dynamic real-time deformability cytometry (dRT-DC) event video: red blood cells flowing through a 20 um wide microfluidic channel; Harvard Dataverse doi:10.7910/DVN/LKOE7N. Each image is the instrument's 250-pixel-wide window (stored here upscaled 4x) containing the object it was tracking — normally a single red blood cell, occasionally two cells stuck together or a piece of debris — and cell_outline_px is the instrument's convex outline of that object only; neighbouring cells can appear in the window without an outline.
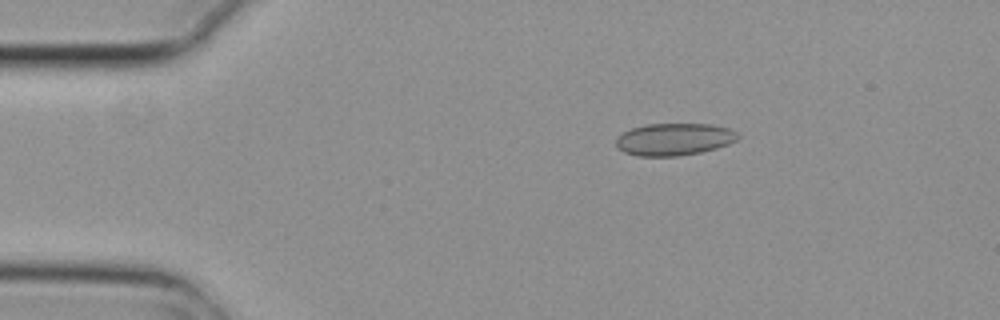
{"species": "common noctule bat (a hibernating species)", "species_latin": "Nyctalus noctula", "temperature_condition": "cold", "stored_images_in_passage": 4, "camera_frame_rate_fps": 3000, "um_per_image_px": 0.085, "animal": {"sex": "female", "body_mass_g": 29.2, "forearm_length_mm": 56.3}, "frame": {"image": 1, "passage_image": 1, "time_ms": 0.0, "image_size_px": [1000, 320], "cell_outline_px": [[740, 136], [736, 140], [728, 144], [716, 148], [700, 152], [680, 156], [636, 156], [624, 152], [616, 144], [616, 136], [632, 128], [648, 124], [712, 124], [728, 128], [736, 132]], "centroid_in_image_um": [57.3, 11.84], "position_along_channel_um": 27.7, "area_um2": 22.83}}
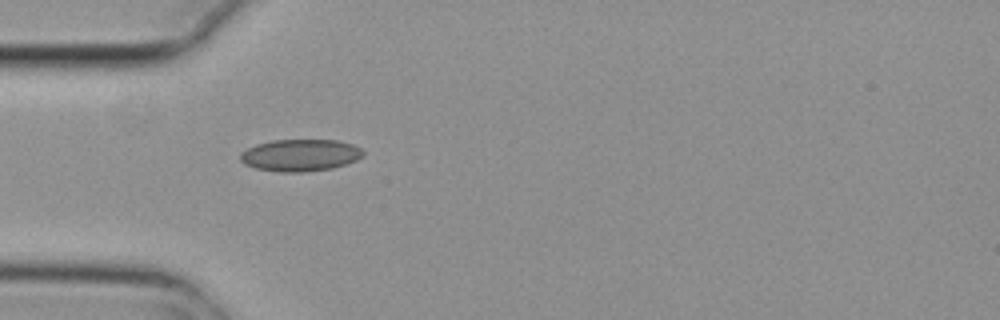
{"frame": {"image": 2, "passage_image": 3, "time_ms": 0.667, "image_size_px": [1000, 320], "cell_outline_px": [[364, 152], [356, 160], [332, 168], [300, 172], [280, 172], [256, 168], [244, 164], [240, 160], [240, 152], [256, 144], [272, 140], [336, 140], [352, 144], [360, 148]], "centroid_in_image_um": [25.48, 13.19], "position_along_channel_um": 59.5, "area_um2": 22.72}}
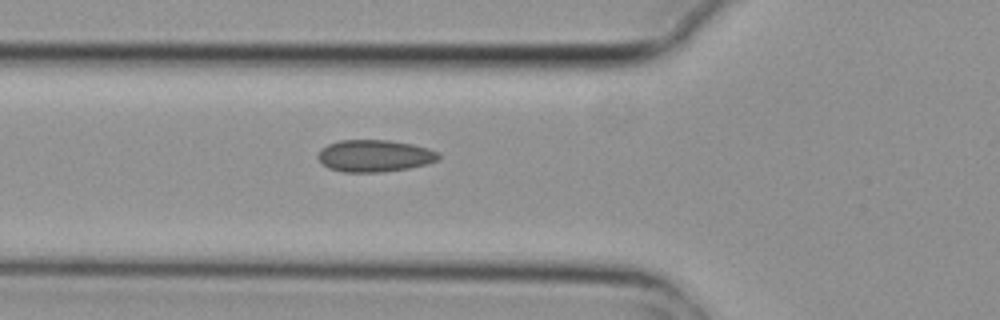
{"frame": {"image": 3, "passage_image": 4, "time_ms": 1.0, "image_size_px": [1000, 320], "cell_outline_px": [[440, 156], [436, 160], [428, 164], [408, 168], [380, 172], [344, 172], [328, 168], [316, 156], [328, 144], [340, 140], [388, 140], [412, 144], [428, 148], [440, 152]], "centroid_in_image_um": [31.86, 13.24], "position_along_channel_um": 93.9, "area_um2": 22.37}}